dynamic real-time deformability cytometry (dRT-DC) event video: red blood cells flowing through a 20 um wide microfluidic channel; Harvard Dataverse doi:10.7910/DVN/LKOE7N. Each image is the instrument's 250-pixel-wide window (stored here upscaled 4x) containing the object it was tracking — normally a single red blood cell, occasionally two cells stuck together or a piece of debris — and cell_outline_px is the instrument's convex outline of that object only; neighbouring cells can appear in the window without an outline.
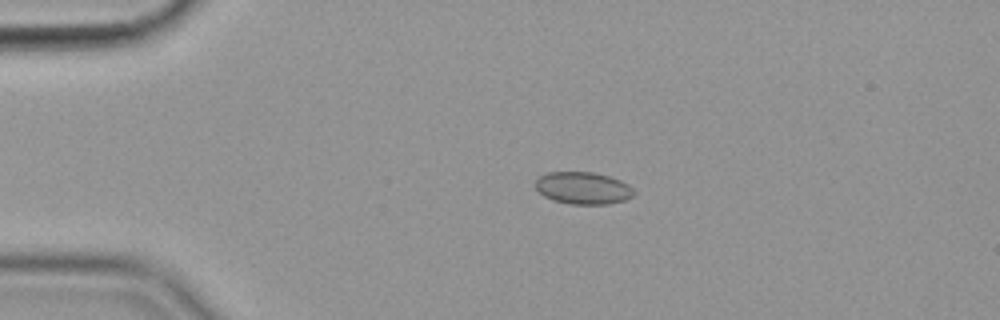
{"species": "common noctule bat (a hibernating species)", "species_latin": "Nyctalus noctula", "temperature_condition": "cold", "stored_images_in_passage": 48, "camera_frame_rate_fps": 3000, "um_per_image_px": 0.085, "animal": {"sex": "female", "body_mass_g": 19.9}, "frame": {"image": 1, "passage_image": 11, "time_ms": 3.333, "image_size_px": [1000, 320], "cell_outline_px": [[636, 192], [632, 196], [624, 200], [608, 204], [572, 204], [552, 200], [544, 196], [536, 188], [536, 180], [540, 176], [548, 172], [592, 172], [608, 176], [620, 180], [628, 184]], "centroid_in_image_um": [49.56, 15.98], "position_along_channel_um": 35.4, "area_um2": 18.38}}
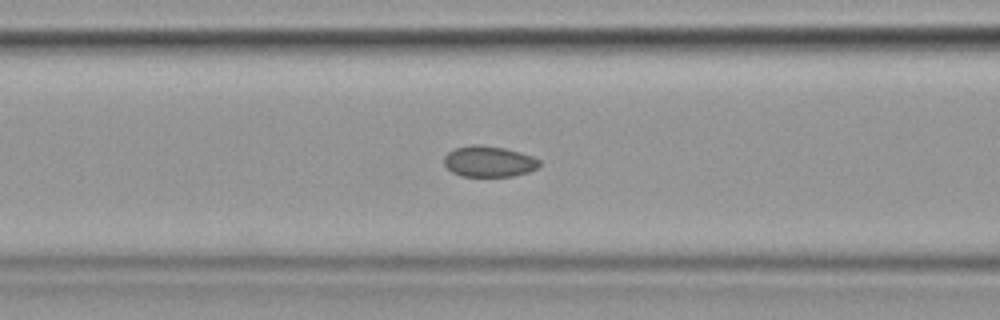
{"frame": {"image": 2, "passage_image": 22, "time_ms": 7.0, "image_size_px": [1000, 320], "cell_outline_px": [[540, 164], [536, 168], [528, 172], [512, 176], [460, 176], [452, 172], [444, 164], [444, 156], [448, 152], [456, 148], [472, 144], [480, 144], [504, 148], [520, 152], [532, 156], [540, 160]], "centroid_in_image_um": [41.54, 13.72], "position_along_channel_um": 125.1, "area_um2": 17.17}}
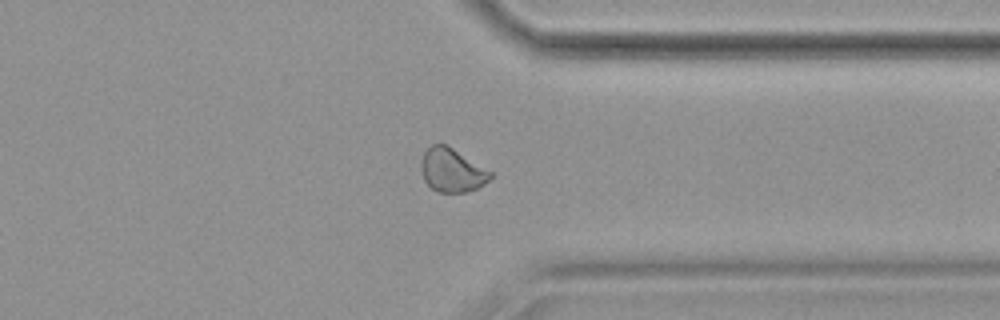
{"frame": {"image": 3, "passage_image": 43, "time_ms": 14.0, "image_size_px": [1000, 320], "cell_outline_px": [[496, 176], [484, 184], [476, 188], [464, 192], [436, 192], [424, 180], [420, 168], [420, 164], [424, 152], [432, 144], [448, 144], [496, 172]], "centroid_in_image_um": [38.49, 14.44], "position_along_channel_um": 372.9, "area_um2": 18.26}, "authors_computed_cell_mechanics": {"area_um2": 17.918, "velocity_mm_per_s": 3.5669, "shape_relaxation_time_tau1_ms": null, "shape_relaxation_time_tau2_ms": 6.1613, "deformation_change_tau1": null, "deformation_change_tau2": 0.0725}}